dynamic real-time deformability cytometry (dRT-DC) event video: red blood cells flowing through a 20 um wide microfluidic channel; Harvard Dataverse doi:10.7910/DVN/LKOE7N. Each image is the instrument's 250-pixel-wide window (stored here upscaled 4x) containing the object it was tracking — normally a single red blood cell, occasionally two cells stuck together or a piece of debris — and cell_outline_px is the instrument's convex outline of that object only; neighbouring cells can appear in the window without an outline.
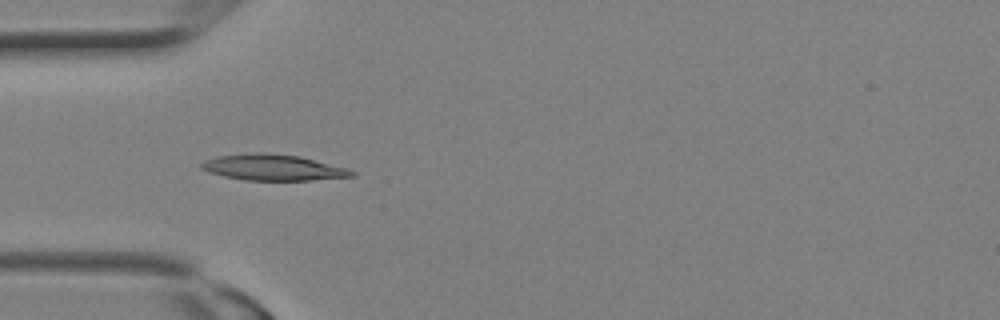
{"species": "Egyptian fruit bat (a non-hibernating species)", "species_latin": "Rousettus aegyptiacus", "temperature_condition": "room temperature", "stored_images_in_passage": 2, "camera_frame_rate_fps": 3000, "um_per_image_px": 0.085, "animal": {"sex": "female"}, "frame": {"image": 1, "passage_image": 2, "time_ms": 0.333, "image_size_px": [1000, 320], "cell_outline_px": [[356, 176], [312, 180], [244, 180], [224, 176], [208, 172], [200, 168], [200, 164], [204, 160], [216, 156], [252, 152], [264, 152], [300, 156], [348, 168], [356, 172]], "centroid_in_image_um": [23.21, 14.23], "position_along_channel_um": 61.8, "area_um2": 23.0}}